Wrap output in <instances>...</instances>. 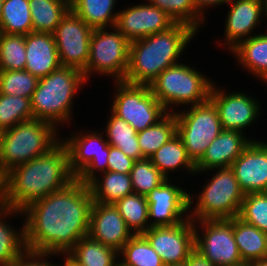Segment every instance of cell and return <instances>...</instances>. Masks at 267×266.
Here are the masks:
<instances>
[{"label": "cell", "mask_w": 267, "mask_h": 266, "mask_svg": "<svg viewBox=\"0 0 267 266\" xmlns=\"http://www.w3.org/2000/svg\"><path fill=\"white\" fill-rule=\"evenodd\" d=\"M93 203L87 184L74 180L68 187L37 200L25 209L27 250L65 255L89 233Z\"/></svg>", "instance_id": "6da1fadb"}, {"label": "cell", "mask_w": 267, "mask_h": 266, "mask_svg": "<svg viewBox=\"0 0 267 266\" xmlns=\"http://www.w3.org/2000/svg\"><path fill=\"white\" fill-rule=\"evenodd\" d=\"M74 180L68 149L61 140L46 154L15 166L5 174L6 208L23 210L68 187Z\"/></svg>", "instance_id": "7a4b0ae2"}, {"label": "cell", "mask_w": 267, "mask_h": 266, "mask_svg": "<svg viewBox=\"0 0 267 266\" xmlns=\"http://www.w3.org/2000/svg\"><path fill=\"white\" fill-rule=\"evenodd\" d=\"M196 32L189 25L175 23L165 31L131 41L124 82L150 85L165 69L179 63L177 60Z\"/></svg>", "instance_id": "3957f363"}, {"label": "cell", "mask_w": 267, "mask_h": 266, "mask_svg": "<svg viewBox=\"0 0 267 266\" xmlns=\"http://www.w3.org/2000/svg\"><path fill=\"white\" fill-rule=\"evenodd\" d=\"M84 73L76 68L61 66L40 78L31 97L33 118L52 124L55 128L71 118L72 100L82 84Z\"/></svg>", "instance_id": "277c9868"}, {"label": "cell", "mask_w": 267, "mask_h": 266, "mask_svg": "<svg viewBox=\"0 0 267 266\" xmlns=\"http://www.w3.org/2000/svg\"><path fill=\"white\" fill-rule=\"evenodd\" d=\"M56 128L37 118L4 130L0 148V168L6 174L13 167L46 154L60 140Z\"/></svg>", "instance_id": "5b68a950"}, {"label": "cell", "mask_w": 267, "mask_h": 266, "mask_svg": "<svg viewBox=\"0 0 267 266\" xmlns=\"http://www.w3.org/2000/svg\"><path fill=\"white\" fill-rule=\"evenodd\" d=\"M212 81L188 65L177 63L165 69L149 86L155 98L164 106L205 102L210 98Z\"/></svg>", "instance_id": "8992f818"}, {"label": "cell", "mask_w": 267, "mask_h": 266, "mask_svg": "<svg viewBox=\"0 0 267 266\" xmlns=\"http://www.w3.org/2000/svg\"><path fill=\"white\" fill-rule=\"evenodd\" d=\"M244 196L232 169L218 168L216 175L199 194L194 211L191 210L188 216L196 222L237 217Z\"/></svg>", "instance_id": "52a82bcc"}, {"label": "cell", "mask_w": 267, "mask_h": 266, "mask_svg": "<svg viewBox=\"0 0 267 266\" xmlns=\"http://www.w3.org/2000/svg\"><path fill=\"white\" fill-rule=\"evenodd\" d=\"M189 109L183 113H174L177 121V134L182 139L188 157L196 164L223 128L217 108L210 99L190 106Z\"/></svg>", "instance_id": "ba28073f"}, {"label": "cell", "mask_w": 267, "mask_h": 266, "mask_svg": "<svg viewBox=\"0 0 267 266\" xmlns=\"http://www.w3.org/2000/svg\"><path fill=\"white\" fill-rule=\"evenodd\" d=\"M106 28L94 29L91 35L89 57L83 71L86 80L95 71L112 75L115 81H124L129 66L130 41L113 27L114 32Z\"/></svg>", "instance_id": "9c48e42d"}, {"label": "cell", "mask_w": 267, "mask_h": 266, "mask_svg": "<svg viewBox=\"0 0 267 266\" xmlns=\"http://www.w3.org/2000/svg\"><path fill=\"white\" fill-rule=\"evenodd\" d=\"M116 83L117 94L111 111L127 121L137 133L156 124L168 113L155 98L149 85L128 84L124 81Z\"/></svg>", "instance_id": "30bf717a"}, {"label": "cell", "mask_w": 267, "mask_h": 266, "mask_svg": "<svg viewBox=\"0 0 267 266\" xmlns=\"http://www.w3.org/2000/svg\"><path fill=\"white\" fill-rule=\"evenodd\" d=\"M203 238L195 226V251L214 266H245L233 235V218L199 220Z\"/></svg>", "instance_id": "8fae6325"}, {"label": "cell", "mask_w": 267, "mask_h": 266, "mask_svg": "<svg viewBox=\"0 0 267 266\" xmlns=\"http://www.w3.org/2000/svg\"><path fill=\"white\" fill-rule=\"evenodd\" d=\"M75 134L62 142L68 149L71 172L76 180L88 185L96 178V170L103 173L107 171L110 145L100 133Z\"/></svg>", "instance_id": "7c38bea8"}, {"label": "cell", "mask_w": 267, "mask_h": 266, "mask_svg": "<svg viewBox=\"0 0 267 266\" xmlns=\"http://www.w3.org/2000/svg\"><path fill=\"white\" fill-rule=\"evenodd\" d=\"M93 30L71 9L68 11L52 33L62 66L82 72L86 69Z\"/></svg>", "instance_id": "4fadbf2b"}, {"label": "cell", "mask_w": 267, "mask_h": 266, "mask_svg": "<svg viewBox=\"0 0 267 266\" xmlns=\"http://www.w3.org/2000/svg\"><path fill=\"white\" fill-rule=\"evenodd\" d=\"M195 221L173 226L151 227L142 235L161 257L164 265L184 264L195 251Z\"/></svg>", "instance_id": "5bb4252c"}, {"label": "cell", "mask_w": 267, "mask_h": 266, "mask_svg": "<svg viewBox=\"0 0 267 266\" xmlns=\"http://www.w3.org/2000/svg\"><path fill=\"white\" fill-rule=\"evenodd\" d=\"M166 179L146 195L148 203V216L151 227L173 226L189 219L188 209H191L192 196L180 187L169 184ZM153 217V218H152Z\"/></svg>", "instance_id": "9a60e30c"}, {"label": "cell", "mask_w": 267, "mask_h": 266, "mask_svg": "<svg viewBox=\"0 0 267 266\" xmlns=\"http://www.w3.org/2000/svg\"><path fill=\"white\" fill-rule=\"evenodd\" d=\"M174 24V20L164 11L147 3L118 12L114 27L131 42L165 31Z\"/></svg>", "instance_id": "2e32d148"}, {"label": "cell", "mask_w": 267, "mask_h": 266, "mask_svg": "<svg viewBox=\"0 0 267 266\" xmlns=\"http://www.w3.org/2000/svg\"><path fill=\"white\" fill-rule=\"evenodd\" d=\"M217 108L222 128L242 133L260 113L258 101L242 92L225 93L212 85L209 98ZM259 109V110H258Z\"/></svg>", "instance_id": "e0dca14e"}, {"label": "cell", "mask_w": 267, "mask_h": 266, "mask_svg": "<svg viewBox=\"0 0 267 266\" xmlns=\"http://www.w3.org/2000/svg\"><path fill=\"white\" fill-rule=\"evenodd\" d=\"M230 168L245 195L267 192V142L252 140Z\"/></svg>", "instance_id": "ac0fdd59"}, {"label": "cell", "mask_w": 267, "mask_h": 266, "mask_svg": "<svg viewBox=\"0 0 267 266\" xmlns=\"http://www.w3.org/2000/svg\"><path fill=\"white\" fill-rule=\"evenodd\" d=\"M131 232L114 204L92 203L88 233L92 239L119 252L134 235Z\"/></svg>", "instance_id": "d6986e66"}, {"label": "cell", "mask_w": 267, "mask_h": 266, "mask_svg": "<svg viewBox=\"0 0 267 266\" xmlns=\"http://www.w3.org/2000/svg\"><path fill=\"white\" fill-rule=\"evenodd\" d=\"M229 3L231 8L225 22V42L232 50L251 37L252 30L260 23L259 19L265 11L262 0H229Z\"/></svg>", "instance_id": "ffe728a7"}, {"label": "cell", "mask_w": 267, "mask_h": 266, "mask_svg": "<svg viewBox=\"0 0 267 266\" xmlns=\"http://www.w3.org/2000/svg\"><path fill=\"white\" fill-rule=\"evenodd\" d=\"M235 130L223 129L195 164L196 173L230 167L252 141Z\"/></svg>", "instance_id": "44dd1931"}, {"label": "cell", "mask_w": 267, "mask_h": 266, "mask_svg": "<svg viewBox=\"0 0 267 266\" xmlns=\"http://www.w3.org/2000/svg\"><path fill=\"white\" fill-rule=\"evenodd\" d=\"M26 65L24 70L38 79L62 65L52 33L30 32L25 36Z\"/></svg>", "instance_id": "7402d4cb"}, {"label": "cell", "mask_w": 267, "mask_h": 266, "mask_svg": "<svg viewBox=\"0 0 267 266\" xmlns=\"http://www.w3.org/2000/svg\"><path fill=\"white\" fill-rule=\"evenodd\" d=\"M118 254L115 249L87 235L66 253V258L74 266H115L118 263Z\"/></svg>", "instance_id": "603a6c76"}, {"label": "cell", "mask_w": 267, "mask_h": 266, "mask_svg": "<svg viewBox=\"0 0 267 266\" xmlns=\"http://www.w3.org/2000/svg\"><path fill=\"white\" fill-rule=\"evenodd\" d=\"M233 235L239 254L246 265L267 258L265 232L234 217Z\"/></svg>", "instance_id": "cb8c5ba5"}, {"label": "cell", "mask_w": 267, "mask_h": 266, "mask_svg": "<svg viewBox=\"0 0 267 266\" xmlns=\"http://www.w3.org/2000/svg\"><path fill=\"white\" fill-rule=\"evenodd\" d=\"M231 51L242 66L267 84V34L253 35Z\"/></svg>", "instance_id": "d4e9b609"}, {"label": "cell", "mask_w": 267, "mask_h": 266, "mask_svg": "<svg viewBox=\"0 0 267 266\" xmlns=\"http://www.w3.org/2000/svg\"><path fill=\"white\" fill-rule=\"evenodd\" d=\"M103 180L95 178L88 186L93 202L114 204L117 200L134 193L130 174L106 171Z\"/></svg>", "instance_id": "484cf974"}, {"label": "cell", "mask_w": 267, "mask_h": 266, "mask_svg": "<svg viewBox=\"0 0 267 266\" xmlns=\"http://www.w3.org/2000/svg\"><path fill=\"white\" fill-rule=\"evenodd\" d=\"M149 159L167 179H169L168 171H175L180 167L187 168L186 171L189 170L191 173L196 172L195 164L188 157L182 139L177 133Z\"/></svg>", "instance_id": "4316f807"}, {"label": "cell", "mask_w": 267, "mask_h": 266, "mask_svg": "<svg viewBox=\"0 0 267 266\" xmlns=\"http://www.w3.org/2000/svg\"><path fill=\"white\" fill-rule=\"evenodd\" d=\"M33 32L53 33L70 6L62 0H29Z\"/></svg>", "instance_id": "83f0119b"}, {"label": "cell", "mask_w": 267, "mask_h": 266, "mask_svg": "<svg viewBox=\"0 0 267 266\" xmlns=\"http://www.w3.org/2000/svg\"><path fill=\"white\" fill-rule=\"evenodd\" d=\"M29 0H4L0 14V33L26 36L33 32Z\"/></svg>", "instance_id": "f1b7e54d"}, {"label": "cell", "mask_w": 267, "mask_h": 266, "mask_svg": "<svg viewBox=\"0 0 267 266\" xmlns=\"http://www.w3.org/2000/svg\"><path fill=\"white\" fill-rule=\"evenodd\" d=\"M115 0H76L70 9L93 29L115 26L118 12L113 14Z\"/></svg>", "instance_id": "f546056e"}, {"label": "cell", "mask_w": 267, "mask_h": 266, "mask_svg": "<svg viewBox=\"0 0 267 266\" xmlns=\"http://www.w3.org/2000/svg\"><path fill=\"white\" fill-rule=\"evenodd\" d=\"M177 133V121L174 111L167 113L156 124L137 133L138 144L143 159H149L163 144Z\"/></svg>", "instance_id": "4dcf8cb0"}, {"label": "cell", "mask_w": 267, "mask_h": 266, "mask_svg": "<svg viewBox=\"0 0 267 266\" xmlns=\"http://www.w3.org/2000/svg\"><path fill=\"white\" fill-rule=\"evenodd\" d=\"M111 113V117L106 125V137H108L106 140L108 144L119 148L125 155L134 160L143 159L135 129L112 111Z\"/></svg>", "instance_id": "1f68e13d"}, {"label": "cell", "mask_w": 267, "mask_h": 266, "mask_svg": "<svg viewBox=\"0 0 267 266\" xmlns=\"http://www.w3.org/2000/svg\"><path fill=\"white\" fill-rule=\"evenodd\" d=\"M114 206L133 234H142L149 229V225H147L149 216L146 196L131 193L117 200Z\"/></svg>", "instance_id": "d6a6232c"}, {"label": "cell", "mask_w": 267, "mask_h": 266, "mask_svg": "<svg viewBox=\"0 0 267 266\" xmlns=\"http://www.w3.org/2000/svg\"><path fill=\"white\" fill-rule=\"evenodd\" d=\"M15 213L23 214V211L4 208L0 210V217ZM12 228L0 218V266H8L26 250L24 226L21 227V232Z\"/></svg>", "instance_id": "836d02e7"}, {"label": "cell", "mask_w": 267, "mask_h": 266, "mask_svg": "<svg viewBox=\"0 0 267 266\" xmlns=\"http://www.w3.org/2000/svg\"><path fill=\"white\" fill-rule=\"evenodd\" d=\"M124 266H165L158 253L142 234H134L121 248Z\"/></svg>", "instance_id": "e575fe53"}, {"label": "cell", "mask_w": 267, "mask_h": 266, "mask_svg": "<svg viewBox=\"0 0 267 266\" xmlns=\"http://www.w3.org/2000/svg\"><path fill=\"white\" fill-rule=\"evenodd\" d=\"M32 118L31 99L0 93V128L7 130Z\"/></svg>", "instance_id": "d590c367"}, {"label": "cell", "mask_w": 267, "mask_h": 266, "mask_svg": "<svg viewBox=\"0 0 267 266\" xmlns=\"http://www.w3.org/2000/svg\"><path fill=\"white\" fill-rule=\"evenodd\" d=\"M25 36L0 33V70H24Z\"/></svg>", "instance_id": "8d00e7d4"}, {"label": "cell", "mask_w": 267, "mask_h": 266, "mask_svg": "<svg viewBox=\"0 0 267 266\" xmlns=\"http://www.w3.org/2000/svg\"><path fill=\"white\" fill-rule=\"evenodd\" d=\"M38 81L26 70H0V93L31 99Z\"/></svg>", "instance_id": "74e56055"}, {"label": "cell", "mask_w": 267, "mask_h": 266, "mask_svg": "<svg viewBox=\"0 0 267 266\" xmlns=\"http://www.w3.org/2000/svg\"><path fill=\"white\" fill-rule=\"evenodd\" d=\"M169 15L175 23H183L197 31L200 24L205 22L196 10L193 0H148Z\"/></svg>", "instance_id": "f35d334b"}, {"label": "cell", "mask_w": 267, "mask_h": 266, "mask_svg": "<svg viewBox=\"0 0 267 266\" xmlns=\"http://www.w3.org/2000/svg\"><path fill=\"white\" fill-rule=\"evenodd\" d=\"M130 178L134 193L144 196L167 179L147 158L135 161Z\"/></svg>", "instance_id": "ab89813d"}, {"label": "cell", "mask_w": 267, "mask_h": 266, "mask_svg": "<svg viewBox=\"0 0 267 266\" xmlns=\"http://www.w3.org/2000/svg\"><path fill=\"white\" fill-rule=\"evenodd\" d=\"M237 217L267 232V192L246 194Z\"/></svg>", "instance_id": "60d3db41"}, {"label": "cell", "mask_w": 267, "mask_h": 266, "mask_svg": "<svg viewBox=\"0 0 267 266\" xmlns=\"http://www.w3.org/2000/svg\"><path fill=\"white\" fill-rule=\"evenodd\" d=\"M107 171L130 174L136 160L125 155L119 148L110 146Z\"/></svg>", "instance_id": "b9f144b4"}, {"label": "cell", "mask_w": 267, "mask_h": 266, "mask_svg": "<svg viewBox=\"0 0 267 266\" xmlns=\"http://www.w3.org/2000/svg\"><path fill=\"white\" fill-rule=\"evenodd\" d=\"M54 255V253L35 252L31 250H25L16 259H14L8 266H58L54 265L44 258H49L48 255Z\"/></svg>", "instance_id": "7bdbcfd3"}, {"label": "cell", "mask_w": 267, "mask_h": 266, "mask_svg": "<svg viewBox=\"0 0 267 266\" xmlns=\"http://www.w3.org/2000/svg\"><path fill=\"white\" fill-rule=\"evenodd\" d=\"M193 1H194L197 12L203 17L202 13L204 11V8L207 9L206 7H209L212 5L216 6L218 4L221 5L222 3L228 4L229 0H193Z\"/></svg>", "instance_id": "ee69618b"}, {"label": "cell", "mask_w": 267, "mask_h": 266, "mask_svg": "<svg viewBox=\"0 0 267 266\" xmlns=\"http://www.w3.org/2000/svg\"><path fill=\"white\" fill-rule=\"evenodd\" d=\"M184 264L185 266H214L196 251L190 255Z\"/></svg>", "instance_id": "f6af8a7d"}, {"label": "cell", "mask_w": 267, "mask_h": 266, "mask_svg": "<svg viewBox=\"0 0 267 266\" xmlns=\"http://www.w3.org/2000/svg\"><path fill=\"white\" fill-rule=\"evenodd\" d=\"M6 208L5 173L0 168V210Z\"/></svg>", "instance_id": "bcb514c9"}, {"label": "cell", "mask_w": 267, "mask_h": 266, "mask_svg": "<svg viewBox=\"0 0 267 266\" xmlns=\"http://www.w3.org/2000/svg\"><path fill=\"white\" fill-rule=\"evenodd\" d=\"M248 265L249 266H267V258L254 261V262H252V263H250Z\"/></svg>", "instance_id": "7dc6e473"}, {"label": "cell", "mask_w": 267, "mask_h": 266, "mask_svg": "<svg viewBox=\"0 0 267 266\" xmlns=\"http://www.w3.org/2000/svg\"><path fill=\"white\" fill-rule=\"evenodd\" d=\"M59 266V265H58ZM61 266V265H60ZM63 266H74L67 258L64 260Z\"/></svg>", "instance_id": "c3c4849f"}, {"label": "cell", "mask_w": 267, "mask_h": 266, "mask_svg": "<svg viewBox=\"0 0 267 266\" xmlns=\"http://www.w3.org/2000/svg\"><path fill=\"white\" fill-rule=\"evenodd\" d=\"M3 134H4V130L2 128H0V148H1V143H2V139H3Z\"/></svg>", "instance_id": "681fc988"}, {"label": "cell", "mask_w": 267, "mask_h": 266, "mask_svg": "<svg viewBox=\"0 0 267 266\" xmlns=\"http://www.w3.org/2000/svg\"><path fill=\"white\" fill-rule=\"evenodd\" d=\"M264 5L265 15H267V0H262Z\"/></svg>", "instance_id": "f907efd6"}, {"label": "cell", "mask_w": 267, "mask_h": 266, "mask_svg": "<svg viewBox=\"0 0 267 266\" xmlns=\"http://www.w3.org/2000/svg\"><path fill=\"white\" fill-rule=\"evenodd\" d=\"M64 2H66L70 7L71 5L76 1V0H62Z\"/></svg>", "instance_id": "816d5d0a"}, {"label": "cell", "mask_w": 267, "mask_h": 266, "mask_svg": "<svg viewBox=\"0 0 267 266\" xmlns=\"http://www.w3.org/2000/svg\"><path fill=\"white\" fill-rule=\"evenodd\" d=\"M165 266H185V264H173V265H165Z\"/></svg>", "instance_id": "f5cc1de1"}, {"label": "cell", "mask_w": 267, "mask_h": 266, "mask_svg": "<svg viewBox=\"0 0 267 266\" xmlns=\"http://www.w3.org/2000/svg\"><path fill=\"white\" fill-rule=\"evenodd\" d=\"M3 2H4V0H0V14H1V9H2Z\"/></svg>", "instance_id": "db71d44e"}, {"label": "cell", "mask_w": 267, "mask_h": 266, "mask_svg": "<svg viewBox=\"0 0 267 266\" xmlns=\"http://www.w3.org/2000/svg\"><path fill=\"white\" fill-rule=\"evenodd\" d=\"M265 242H266V248H267V232H265Z\"/></svg>", "instance_id": "11a10c76"}, {"label": "cell", "mask_w": 267, "mask_h": 266, "mask_svg": "<svg viewBox=\"0 0 267 266\" xmlns=\"http://www.w3.org/2000/svg\"><path fill=\"white\" fill-rule=\"evenodd\" d=\"M115 266H124L120 262H118Z\"/></svg>", "instance_id": "9f6ffc18"}]
</instances>
